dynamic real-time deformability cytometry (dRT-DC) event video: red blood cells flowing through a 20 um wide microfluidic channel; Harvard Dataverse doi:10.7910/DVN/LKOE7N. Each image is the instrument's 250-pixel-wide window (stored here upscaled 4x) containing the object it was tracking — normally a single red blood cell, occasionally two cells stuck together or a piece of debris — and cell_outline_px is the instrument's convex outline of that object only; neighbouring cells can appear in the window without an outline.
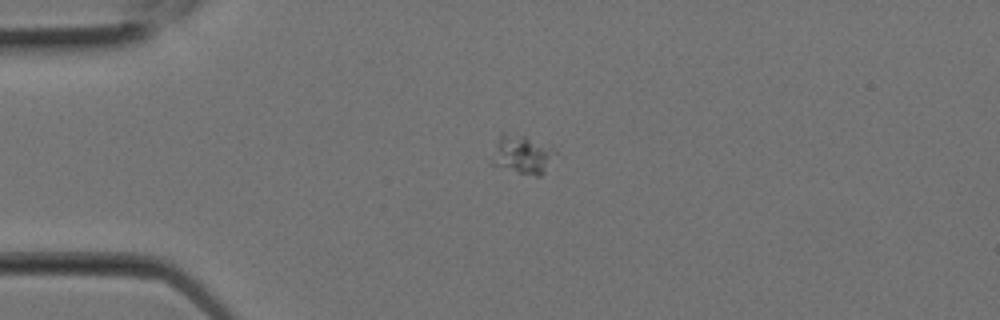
{"species": "Egyptian fruit bat (a non-hibernating species)", "species_latin": "Rousettus aegyptiacus", "temperature_condition": "room temperature", "stored_images_in_passage": 4, "camera_frame_rate_fps": 3000, "um_per_image_px": 0.085, "animal": {"sex": "female"}, "frame": {"image": 1, "passage_image": 4, "time_ms": 1.0, "image_size_px": [1000, 320], "cell_outline_px": [[556, 152], [544, 172], [540, 176], [536, 176], [520, 172], [492, 164], [492, 160], [500, 132], [504, 132], [524, 136], [556, 148]], "centroid_in_image_um": [44.41, 13.11], "position_along_channel_um": 40.6, "area_um2": 13.81}}